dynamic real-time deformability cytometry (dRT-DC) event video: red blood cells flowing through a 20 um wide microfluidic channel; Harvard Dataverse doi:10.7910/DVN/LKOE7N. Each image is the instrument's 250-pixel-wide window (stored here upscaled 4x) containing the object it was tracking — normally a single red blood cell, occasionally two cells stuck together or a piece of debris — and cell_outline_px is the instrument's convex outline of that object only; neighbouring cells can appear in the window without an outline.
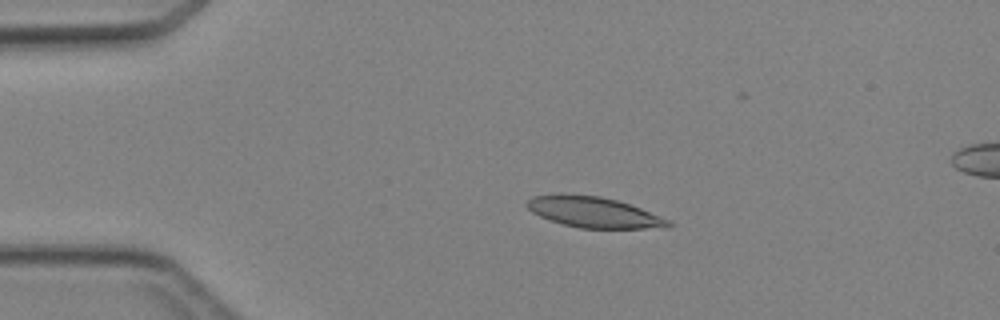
{"species": "Egyptian fruit bat (a non-hibernating species)", "species_latin": "Rousettus aegyptiacus", "temperature_condition": "cold", "stored_images_in_passage": 5, "camera_frame_rate_fps": 3000, "um_per_image_px": 0.085, "animal": {"sex": "female"}, "frame": {"image": 1, "passage_image": 3, "time_ms": 2.333, "image_size_px": [1000, 320], "cell_outline_px": [[672, 224], [668, 228], [580, 228], [564, 224], [540, 216], [532, 212], [524, 204], [532, 196], [560, 192], [600, 196], [616, 200], [640, 208], [672, 220]], "centroid_in_image_um": [50.46, 18.02], "position_along_channel_um": 34.5, "area_um2": 25.55}}